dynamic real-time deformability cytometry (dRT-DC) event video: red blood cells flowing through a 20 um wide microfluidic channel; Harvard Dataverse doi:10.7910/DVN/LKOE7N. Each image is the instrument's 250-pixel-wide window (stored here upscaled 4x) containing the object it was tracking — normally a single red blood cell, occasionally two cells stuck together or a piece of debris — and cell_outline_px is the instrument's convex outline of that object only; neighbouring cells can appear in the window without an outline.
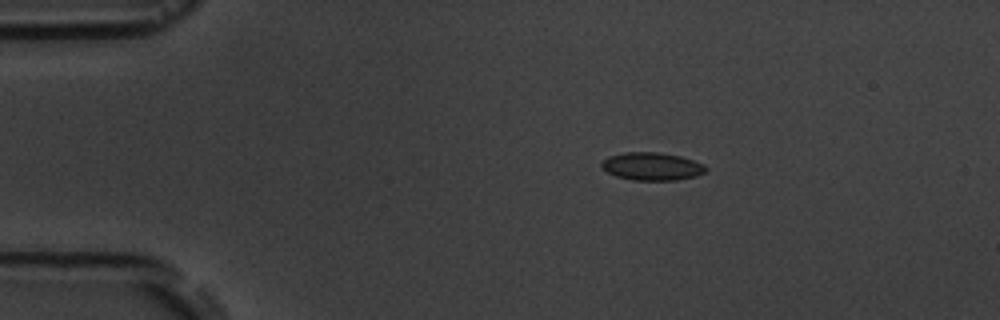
{"species": "common noctule bat (a hibernating species)", "species_latin": "Nyctalus noctula", "temperature_condition": "room temperature", "stored_images_in_passage": 3, "camera_frame_rate_fps": 3000, "um_per_image_px": 0.085, "animal": {"sex": "male", "body_mass_g": 19.5, "forearm_length_mm": 54.6}, "frame": {"image": 1, "passage_image": 2, "time_ms": 1.333, "image_size_px": [1000, 320], "cell_outline_px": [[708, 168], [704, 172], [696, 176], [676, 180], [632, 180], [616, 176], [608, 172], [600, 164], [608, 156], [624, 152], [656, 152], [680, 156], [704, 164]], "centroid_in_image_um": [55.42, 14.14], "position_along_channel_um": 29.6, "area_um2": 16.82}}